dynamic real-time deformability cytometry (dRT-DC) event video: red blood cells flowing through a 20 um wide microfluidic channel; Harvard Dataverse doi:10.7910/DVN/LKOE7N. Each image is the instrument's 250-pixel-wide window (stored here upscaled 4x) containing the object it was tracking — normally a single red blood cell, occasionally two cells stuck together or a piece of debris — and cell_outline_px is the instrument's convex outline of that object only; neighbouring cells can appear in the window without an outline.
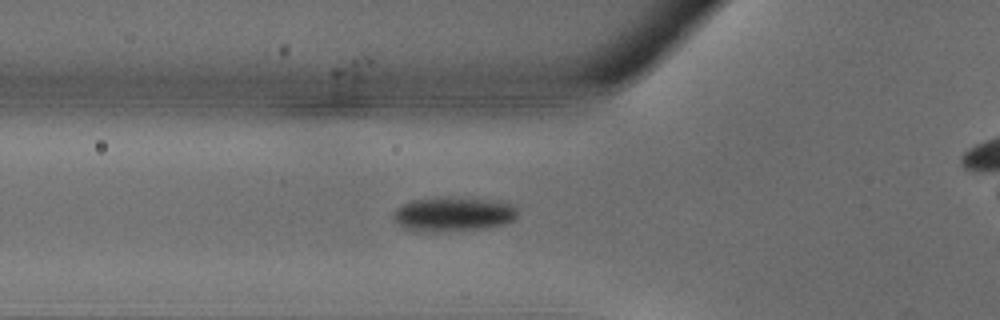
{"species": "common noctule bat (a hibernating species)", "species_latin": "Nyctalus noctula", "temperature_condition": "warm", "stored_images_in_passage": 37, "camera_frame_rate_fps": 3000, "um_per_image_px": 0.085, "animal": {"sex": "male", "body_mass_g": 18.8}, "frame": {"image": 1, "passage_image": 13, "time_ms": 4.0, "image_size_px": [1000, 320], "cell_outline_px": [[516, 216], [512, 220], [500, 224], [476, 228], [408, 228], [400, 224], [392, 216], [392, 212], [400, 204], [412, 200], [500, 200], [516, 204]], "centroid_in_image_um": [38.58, 18.16], "position_along_channel_um": 87.2, "area_um2": 22.48}}
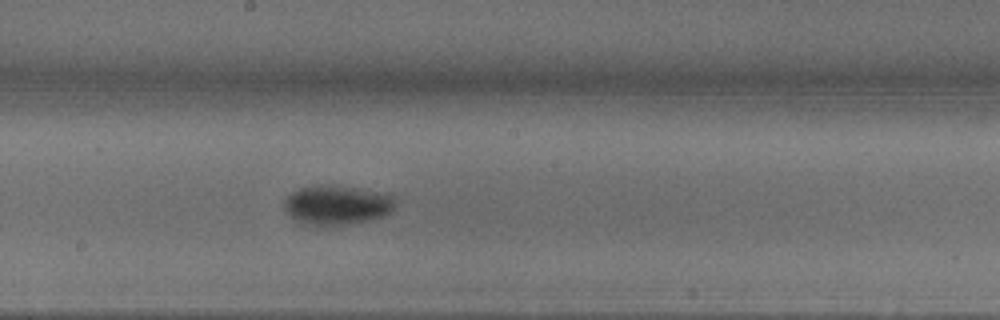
{"frame": {"image": 2, "passage_image": 20, "time_ms": 6.333, "image_size_px": [1000, 320], "cell_outline_px": [[396, 204], [392, 212], [384, 216], [368, 220], [344, 224], [316, 224], [296, 220], [284, 208], [284, 200], [292, 192], [300, 188], [316, 184], [352, 188], [380, 192], [392, 196], [396, 200]], "centroid_in_image_um": [28.67, 17.4], "position_along_channel_um": 219.5, "area_um2": 24.85}}
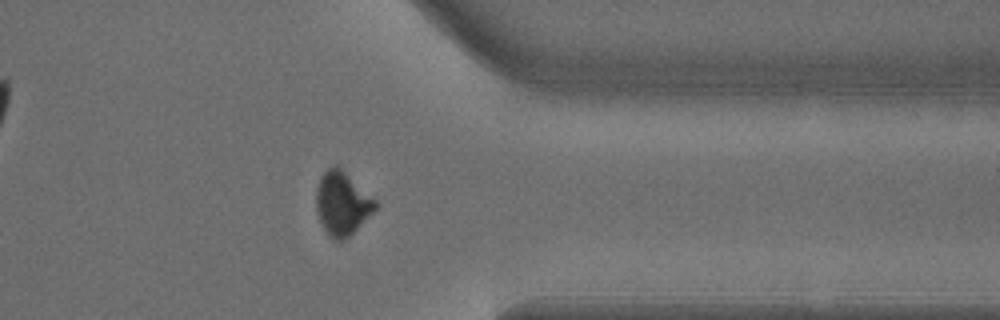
{"frame": {"image": 3, "passage_image": 29, "time_ms": 9.333, "image_size_px": [1000, 320], "cell_outline_px": [[376, 208], [344, 240], [332, 240], [328, 236], [316, 212], [316, 188], [320, 176], [332, 164], [336, 164], [376, 200]], "centroid_in_image_um": [29.03, 17.27], "position_along_channel_um": 382.4, "area_um2": 21.56}}